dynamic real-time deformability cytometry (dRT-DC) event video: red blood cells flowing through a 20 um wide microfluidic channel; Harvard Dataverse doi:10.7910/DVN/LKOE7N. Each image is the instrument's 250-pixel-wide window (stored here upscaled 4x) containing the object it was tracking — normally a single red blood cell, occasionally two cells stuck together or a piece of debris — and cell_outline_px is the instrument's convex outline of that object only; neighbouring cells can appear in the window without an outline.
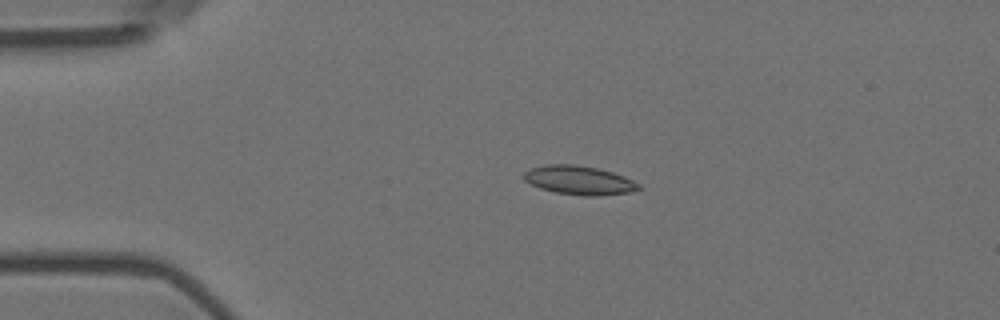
{"species": "Egyptian fruit bat (a non-hibernating species)", "species_latin": "Rousettus aegyptiacus", "temperature_condition": "room temperature", "stored_images_in_passage": 6, "camera_frame_rate_fps": 3000, "um_per_image_px": 0.085, "animal": {"sex": "female"}, "frame": {"image": 1, "passage_image": 2, "time_ms": 0.333, "image_size_px": [1000, 320], "cell_outline_px": [[640, 188], [628, 192], [596, 196], [584, 196], [556, 192], [540, 188], [524, 180], [524, 172], [532, 168], [548, 164], [572, 164], [596, 168], [612, 172], [624, 176], [640, 184]], "centroid_in_image_um": [49.22, 15.32], "position_along_channel_um": 35.8, "area_um2": 19.02}}
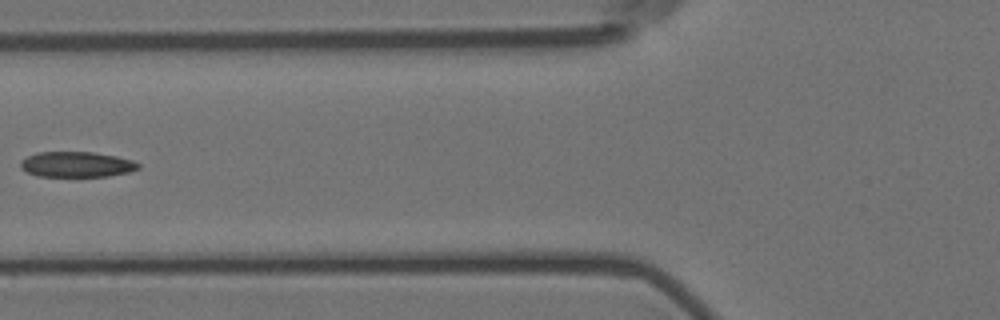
{"frame": {"image": 2, "passage_image": 5, "time_ms": 1.333, "image_size_px": [1000, 320], "cell_outline_px": [[140, 168], [128, 172], [108, 176], [36, 176], [20, 168], [20, 160], [36, 152], [92, 152], [116, 156], [132, 160], [140, 164]], "centroid_in_image_um": [6.49, 13.97], "position_along_channel_um": 119.3, "area_um2": 17.46}}
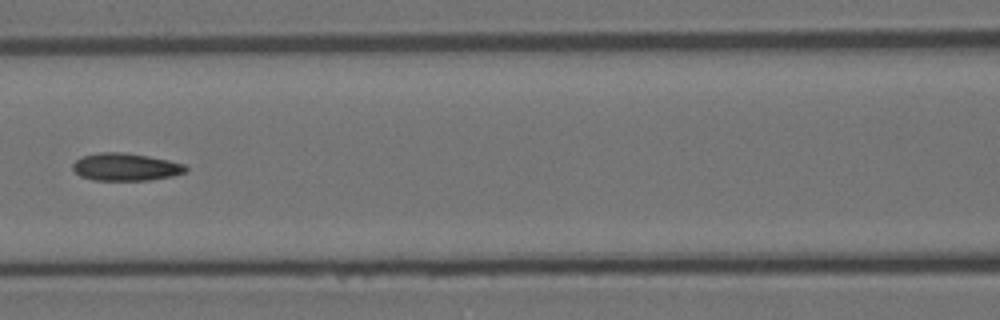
{"frame": {"image": 3, "passage_image": 6, "time_ms": 1.667, "image_size_px": [1000, 320], "cell_outline_px": [[188, 168], [184, 172], [172, 176], [148, 180], [92, 180], [80, 176], [72, 168], [72, 164], [80, 156], [100, 152], [124, 152], [148, 156], [168, 160], [184, 164]], "centroid_in_image_um": [10.64, 14.18], "position_along_channel_um": 156.0, "area_um2": 18.15}}